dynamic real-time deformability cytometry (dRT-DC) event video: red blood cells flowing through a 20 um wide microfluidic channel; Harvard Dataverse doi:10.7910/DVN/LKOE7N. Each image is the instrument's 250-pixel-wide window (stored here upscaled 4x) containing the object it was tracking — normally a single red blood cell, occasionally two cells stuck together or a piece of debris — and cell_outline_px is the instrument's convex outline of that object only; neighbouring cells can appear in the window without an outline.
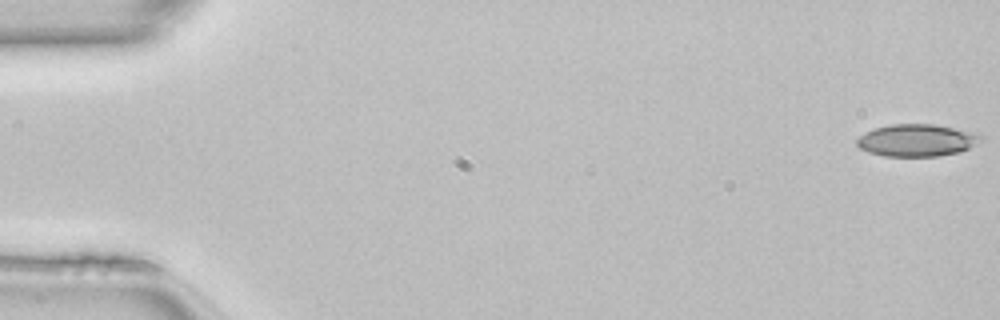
{"species": "common noctule bat (a hibernating species)", "species_latin": "Nyctalus noctula", "temperature_condition": "room temperature", "stored_images_in_passage": 50, "camera_frame_rate_fps": 3000, "um_per_image_px": 0.085, "animal": {"sex": "female", "body_mass_g": 22.7, "forearm_length_mm": 54.2}, "frame": {"image": 1, "passage_image": 1, "time_ms": 0.0, "image_size_px": [1000, 320], "cell_outline_px": [[984, 140], [960, 152], [936, 156], [884, 156], [868, 152], [860, 148], [856, 144], [856, 140], [864, 132], [872, 128], [892, 124], [932, 124], [976, 132], [984, 136]], "centroid_in_image_um": [77.94, 11.92], "position_along_channel_um": 7.1, "area_um2": 23.47}}
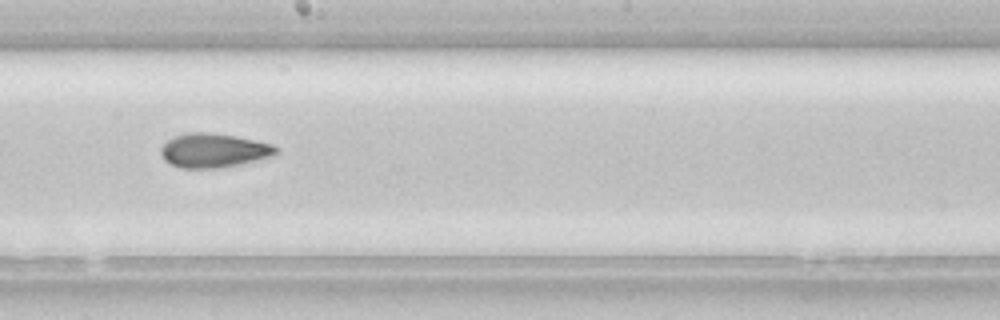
{"frame": {"image": 2, "passage_image": 28, "time_ms": 9.0, "image_size_px": [1000, 320], "cell_outline_px": [[280, 152], [272, 156], [240, 164], [216, 168], [180, 168], [164, 160], [160, 152], [160, 148], [172, 136], [188, 132], [208, 132], [236, 136], [272, 144], [280, 148]], "centroid_in_image_um": [18.16, 12.78], "position_along_channel_um": 230.0, "area_um2": 23.0}}
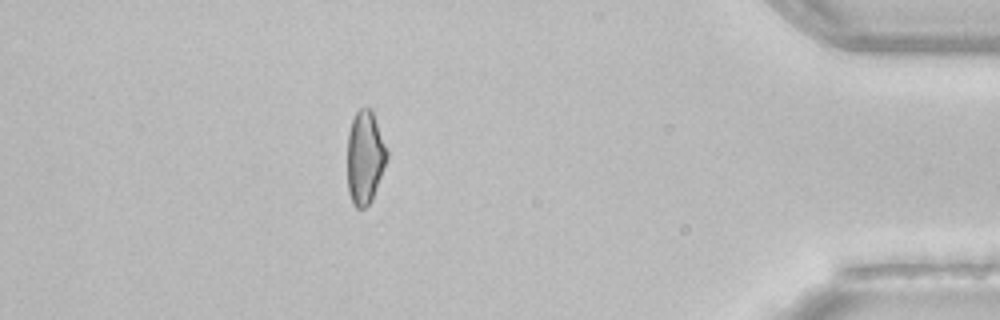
{"frame": {"image": 3, "passage_image": 44, "time_ms": 14.333, "image_size_px": [1000, 320], "cell_outline_px": [[388, 156], [372, 200], [364, 208], [356, 208], [352, 204], [348, 192], [348, 132], [352, 120], [356, 112], [360, 108], [372, 108], [388, 148]], "centroid_in_image_um": [31.03, 13.35], "position_along_channel_um": 404.2, "area_um2": 21.73}, "authors_computed_cell_mechanics": {"area_um2": 23.1778, "velocity_mm_per_s": 4.1641, "shape_relaxation_time_tau1_ms": null, "shape_relaxation_time_tau2_ms": 3.3937, "deformation_change_tau1": null, "deformation_change_tau2": 0.106}}